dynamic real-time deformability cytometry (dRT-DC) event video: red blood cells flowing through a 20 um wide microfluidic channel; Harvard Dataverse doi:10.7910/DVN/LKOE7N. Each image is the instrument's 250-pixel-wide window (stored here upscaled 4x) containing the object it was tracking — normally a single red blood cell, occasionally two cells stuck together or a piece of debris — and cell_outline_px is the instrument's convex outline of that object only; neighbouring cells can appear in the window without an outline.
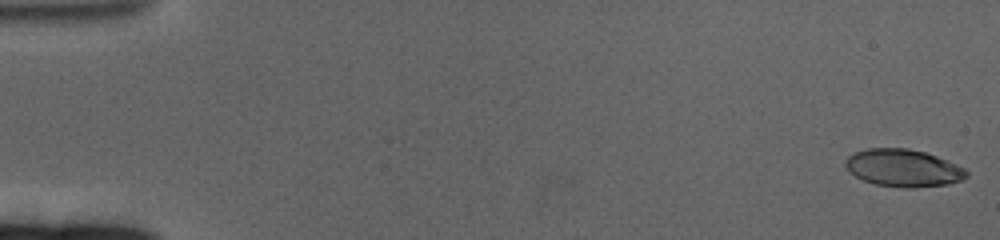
{"species": "human", "species_latin": "Homo sapiens", "temperature_condition": "cold", "stored_images_in_passage": 62, "camera_frame_rate_fps": 3000, "um_per_image_px": 0.085, "donor": {"sex": "female"}, "frame": {"image": 1, "passage_image": 1, "time_ms": 0.0, "image_size_px": [1000, 240], "cell_outline_px": [[968, 176], [960, 180], [948, 184], [876, 184], [864, 180], [856, 176], [848, 168], [848, 156], [856, 152], [868, 148], [908, 148], [924, 152], [936, 156], [964, 168], [968, 172]], "centroid_in_image_um": [76.79, 14.21], "position_along_channel_um": 8.2, "area_um2": 24.74}}
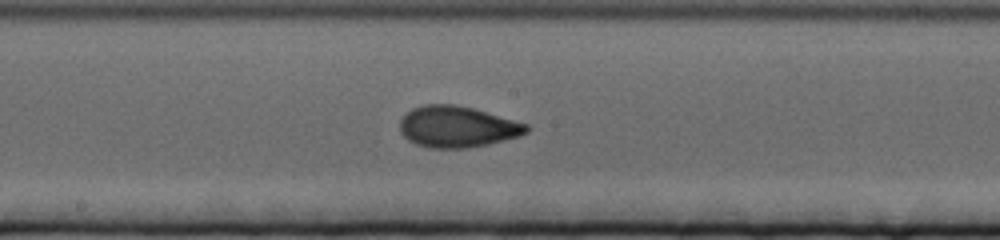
{"frame": {"image": 2, "passage_image": 34, "time_ms": 11.0, "image_size_px": [1000, 240], "cell_outline_px": [[532, 128], [528, 132], [520, 136], [488, 144], [468, 148], [428, 148], [416, 144], [408, 140], [400, 132], [400, 120], [412, 108], [420, 104], [456, 104], [472, 108], [528, 124]], "centroid_in_image_um": [38.87, 10.77], "position_along_channel_um": 209.3, "area_um2": 30.58}}
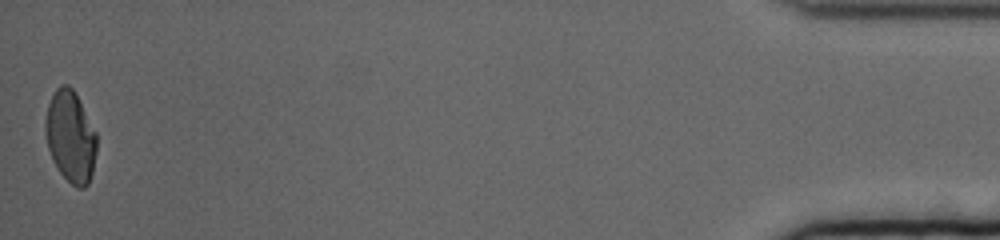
{"frame": {"image": 3, "passage_image": 62, "time_ms": 20.333, "image_size_px": [1000, 240], "cell_outline_px": [[96, 152], [92, 172], [88, 184], [84, 188], [76, 188], [60, 172], [52, 160], [48, 148], [44, 128], [44, 124], [48, 104], [56, 88], [60, 84], [68, 84], [72, 88], [96, 132]], "centroid_in_image_um": [5.98, 11.62], "position_along_channel_um": 429.2, "area_um2": 27.17}, "authors_computed_cell_mechanics": {"area_um2": 28.5821, "velocity_mm_per_s": 3.2856, "shape_relaxation_time_tau1_ms": 5.0065, "shape_relaxation_time_tau2_ms": 1.3839, "deformation_change_tau1": 0.179, "deformation_change_tau2": 0.0684}}